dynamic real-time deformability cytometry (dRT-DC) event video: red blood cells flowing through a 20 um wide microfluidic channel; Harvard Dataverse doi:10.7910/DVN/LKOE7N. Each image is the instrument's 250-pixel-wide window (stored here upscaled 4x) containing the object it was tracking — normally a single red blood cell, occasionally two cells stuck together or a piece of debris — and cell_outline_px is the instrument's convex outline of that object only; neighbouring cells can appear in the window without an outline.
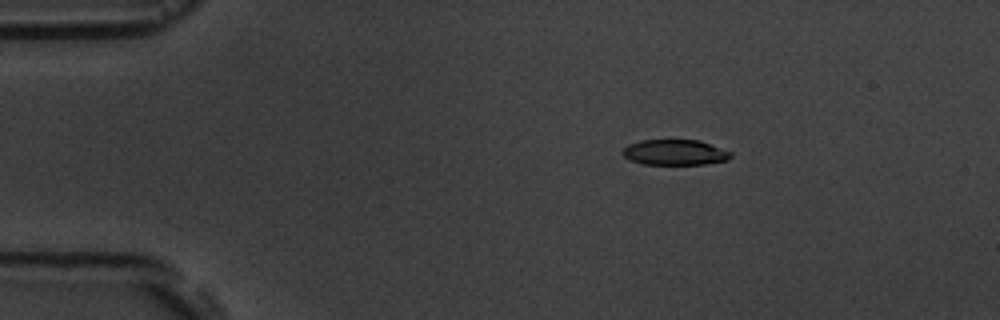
{"species": "common noctule bat (a hibernating species)", "species_latin": "Nyctalus noctula", "temperature_condition": "room temperature", "stored_images_in_passage": 4, "camera_frame_rate_fps": 3000, "um_per_image_px": 0.085, "animal": {"sex": "male", "body_mass_g": 19.5, "forearm_length_mm": 54.6}, "frame": {"image": 1, "passage_image": 2, "time_ms": 2.0, "image_size_px": [1000, 320], "cell_outline_px": [[732, 156], [728, 160], [704, 164], [644, 164], [632, 160], [624, 156], [620, 152], [628, 144], [640, 140], [700, 140], [732, 152]], "centroid_in_image_um": [57.37, 12.94], "position_along_channel_um": 27.6, "area_um2": 16.07}}